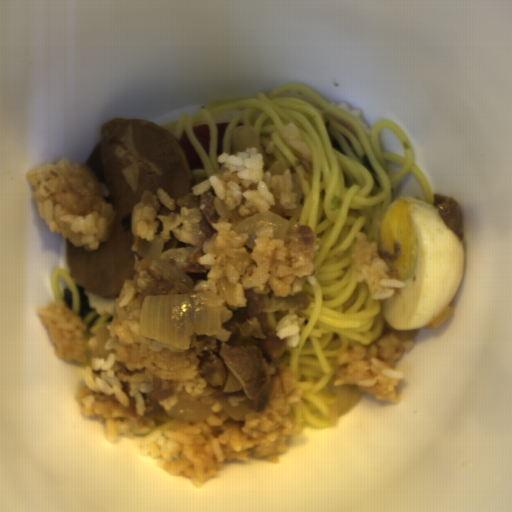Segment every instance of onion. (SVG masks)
<instances>
[{
  "mask_svg": "<svg viewBox=\"0 0 512 512\" xmlns=\"http://www.w3.org/2000/svg\"><path fill=\"white\" fill-rule=\"evenodd\" d=\"M219 401L230 418L238 422L249 421L260 416L262 412V410L260 412H254L250 399L240 401V403L236 406H233L232 403L226 401L225 399H219Z\"/></svg>",
  "mask_w": 512,
  "mask_h": 512,
  "instance_id": "onion-7",
  "label": "onion"
},
{
  "mask_svg": "<svg viewBox=\"0 0 512 512\" xmlns=\"http://www.w3.org/2000/svg\"><path fill=\"white\" fill-rule=\"evenodd\" d=\"M230 141L233 153L244 152L246 148H256L257 154H262L264 174L266 171H270V177L284 174L282 163L275 159L273 153L269 155L265 152L254 128L250 126L233 128L230 130Z\"/></svg>",
  "mask_w": 512,
  "mask_h": 512,
  "instance_id": "onion-4",
  "label": "onion"
},
{
  "mask_svg": "<svg viewBox=\"0 0 512 512\" xmlns=\"http://www.w3.org/2000/svg\"><path fill=\"white\" fill-rule=\"evenodd\" d=\"M214 290L180 295H145L139 322L140 336L165 342L171 354L191 349V336L214 337L227 342L231 331L223 329L221 314L238 304L235 285L223 276Z\"/></svg>",
  "mask_w": 512,
  "mask_h": 512,
  "instance_id": "onion-1",
  "label": "onion"
},
{
  "mask_svg": "<svg viewBox=\"0 0 512 512\" xmlns=\"http://www.w3.org/2000/svg\"><path fill=\"white\" fill-rule=\"evenodd\" d=\"M363 391L357 385H336V402L327 404L331 426H336L339 415L350 411L361 397Z\"/></svg>",
  "mask_w": 512,
  "mask_h": 512,
  "instance_id": "onion-6",
  "label": "onion"
},
{
  "mask_svg": "<svg viewBox=\"0 0 512 512\" xmlns=\"http://www.w3.org/2000/svg\"><path fill=\"white\" fill-rule=\"evenodd\" d=\"M214 206L216 212L220 215L217 223H229L235 234H247L248 239L244 243L251 251L256 247L255 231L263 227H273L272 239H282L290 234L293 226L290 221L283 216L301 215V204L292 209H285L281 204H275L265 213L254 212L251 216L243 218L239 211V206L235 209H227L223 201L215 197Z\"/></svg>",
  "mask_w": 512,
  "mask_h": 512,
  "instance_id": "onion-2",
  "label": "onion"
},
{
  "mask_svg": "<svg viewBox=\"0 0 512 512\" xmlns=\"http://www.w3.org/2000/svg\"><path fill=\"white\" fill-rule=\"evenodd\" d=\"M165 410V409H164ZM166 413L175 419L203 423L212 415V407L202 400L190 401L181 396L177 404Z\"/></svg>",
  "mask_w": 512,
  "mask_h": 512,
  "instance_id": "onion-5",
  "label": "onion"
},
{
  "mask_svg": "<svg viewBox=\"0 0 512 512\" xmlns=\"http://www.w3.org/2000/svg\"><path fill=\"white\" fill-rule=\"evenodd\" d=\"M133 238L131 250L135 251L134 269L136 271L144 258L149 259L168 279L191 293L194 291V280L191 277L173 264L160 259L165 249L164 239L155 234L153 240H146L136 235H133Z\"/></svg>",
  "mask_w": 512,
  "mask_h": 512,
  "instance_id": "onion-3",
  "label": "onion"
}]
</instances>
